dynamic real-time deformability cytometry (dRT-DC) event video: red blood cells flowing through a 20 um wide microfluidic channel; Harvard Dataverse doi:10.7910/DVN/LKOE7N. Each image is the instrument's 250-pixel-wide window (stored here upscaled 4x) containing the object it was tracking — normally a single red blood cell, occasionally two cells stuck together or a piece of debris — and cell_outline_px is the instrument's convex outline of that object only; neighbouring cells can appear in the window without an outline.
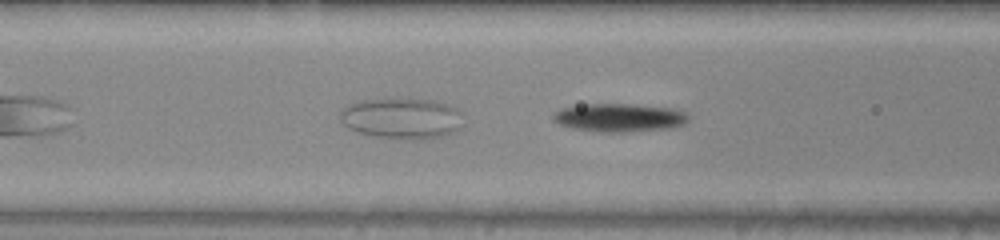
{"species": "common noctule bat (a hibernating species)", "species_latin": "Nyctalus noctula", "temperature_condition": "warm", "stored_images_in_passage": 17, "camera_frame_rate_fps": 3000, "um_per_image_px": 0.085, "animal": {"sex": "male", "body_mass_g": 20.0, "forearm_length_mm": 53.3}, "frame": {"image": 1, "passage_image": 8, "time_ms": 2.333, "image_size_px": [1000, 240], "cell_outline_px": [[688, 120], [684, 124], [672, 128], [624, 132], [600, 132], [572, 128], [560, 124], [552, 120], [552, 112], [560, 108], [584, 104], [628, 104], [672, 108], [684, 112], [688, 116]], "centroid_in_image_um": [52.6, 10.0], "position_along_channel_um": 114.0, "area_um2": 22.37}}